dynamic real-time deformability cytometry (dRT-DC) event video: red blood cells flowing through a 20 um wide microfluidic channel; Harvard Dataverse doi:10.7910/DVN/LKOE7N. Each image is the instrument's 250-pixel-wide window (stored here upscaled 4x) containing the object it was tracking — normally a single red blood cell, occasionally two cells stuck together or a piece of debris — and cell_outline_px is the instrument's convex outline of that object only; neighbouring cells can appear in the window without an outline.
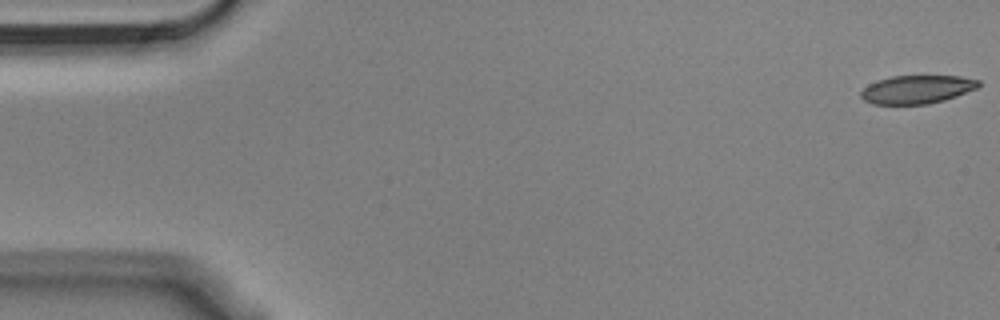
{"species": "Egyptian fruit bat (a non-hibernating species)", "species_latin": "Rousettus aegyptiacus", "temperature_condition": "cold", "stored_images_in_passage": 12, "camera_frame_rate_fps": 3000, "um_per_image_px": 0.085, "animal": {"sex": "male"}, "frame": {"image": 1, "passage_image": 1, "time_ms": 0.0, "image_size_px": [1000, 320], "cell_outline_px": [[980, 84], [976, 88], [956, 96], [944, 100], [928, 104], [872, 104], [864, 100], [860, 96], [860, 92], [868, 84], [892, 76], [960, 76], [980, 80]], "centroid_in_image_um": [77.93, 7.6], "position_along_channel_um": 7.1, "area_um2": 19.31}}